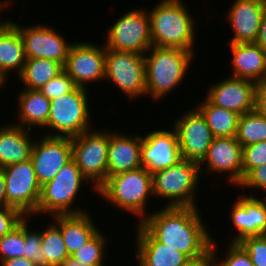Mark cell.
I'll return each instance as SVG.
<instances>
[{
  "instance_id": "6da1fadb",
  "label": "cell",
  "mask_w": 266,
  "mask_h": 266,
  "mask_svg": "<svg viewBox=\"0 0 266 266\" xmlns=\"http://www.w3.org/2000/svg\"><path fill=\"white\" fill-rule=\"evenodd\" d=\"M198 207H169L150 212L140 223L158 242L185 254L191 261L210 253L213 236ZM203 221V222H202Z\"/></svg>"
},
{
  "instance_id": "7a4b0ae2",
  "label": "cell",
  "mask_w": 266,
  "mask_h": 266,
  "mask_svg": "<svg viewBox=\"0 0 266 266\" xmlns=\"http://www.w3.org/2000/svg\"><path fill=\"white\" fill-rule=\"evenodd\" d=\"M183 2L161 0L152 10L148 9L152 46L177 47L195 54L197 24Z\"/></svg>"
},
{
  "instance_id": "3957f363",
  "label": "cell",
  "mask_w": 266,
  "mask_h": 266,
  "mask_svg": "<svg viewBox=\"0 0 266 266\" xmlns=\"http://www.w3.org/2000/svg\"><path fill=\"white\" fill-rule=\"evenodd\" d=\"M194 53L177 47L151 46L144 54L146 95L160 101L182 85Z\"/></svg>"
},
{
  "instance_id": "277c9868",
  "label": "cell",
  "mask_w": 266,
  "mask_h": 266,
  "mask_svg": "<svg viewBox=\"0 0 266 266\" xmlns=\"http://www.w3.org/2000/svg\"><path fill=\"white\" fill-rule=\"evenodd\" d=\"M98 194L118 209L138 216L137 221L141 223L150 214L147 212L148 200L154 198L152 174L140 167L109 176Z\"/></svg>"
},
{
  "instance_id": "5b68a950",
  "label": "cell",
  "mask_w": 266,
  "mask_h": 266,
  "mask_svg": "<svg viewBox=\"0 0 266 266\" xmlns=\"http://www.w3.org/2000/svg\"><path fill=\"white\" fill-rule=\"evenodd\" d=\"M200 176L202 177L198 163L181 159L152 174L153 195L168 199L165 206L197 207L195 196Z\"/></svg>"
},
{
  "instance_id": "8992f818",
  "label": "cell",
  "mask_w": 266,
  "mask_h": 266,
  "mask_svg": "<svg viewBox=\"0 0 266 266\" xmlns=\"http://www.w3.org/2000/svg\"><path fill=\"white\" fill-rule=\"evenodd\" d=\"M83 183L90 184L72 159L58 171L52 180L41 186L37 215L41 216L43 213L52 217L87 212L81 207H73Z\"/></svg>"
},
{
  "instance_id": "52a82bcc",
  "label": "cell",
  "mask_w": 266,
  "mask_h": 266,
  "mask_svg": "<svg viewBox=\"0 0 266 266\" xmlns=\"http://www.w3.org/2000/svg\"><path fill=\"white\" fill-rule=\"evenodd\" d=\"M87 91L76 87L69 94L50 100V114L45 127L48 132L44 135L72 138L90 130L92 120ZM51 129L54 132H50Z\"/></svg>"
},
{
  "instance_id": "ba28073f",
  "label": "cell",
  "mask_w": 266,
  "mask_h": 266,
  "mask_svg": "<svg viewBox=\"0 0 266 266\" xmlns=\"http://www.w3.org/2000/svg\"><path fill=\"white\" fill-rule=\"evenodd\" d=\"M106 129L93 128L71 138L72 158L96 193L108 179L110 130Z\"/></svg>"
},
{
  "instance_id": "9c48e42d",
  "label": "cell",
  "mask_w": 266,
  "mask_h": 266,
  "mask_svg": "<svg viewBox=\"0 0 266 266\" xmlns=\"http://www.w3.org/2000/svg\"><path fill=\"white\" fill-rule=\"evenodd\" d=\"M125 12L110 27L106 37V49L134 52L144 55L152 46L150 17L146 9Z\"/></svg>"
},
{
  "instance_id": "30bf717a",
  "label": "cell",
  "mask_w": 266,
  "mask_h": 266,
  "mask_svg": "<svg viewBox=\"0 0 266 266\" xmlns=\"http://www.w3.org/2000/svg\"><path fill=\"white\" fill-rule=\"evenodd\" d=\"M144 55L106 49L105 80L113 82L128 99L146 96Z\"/></svg>"
},
{
  "instance_id": "8fae6325",
  "label": "cell",
  "mask_w": 266,
  "mask_h": 266,
  "mask_svg": "<svg viewBox=\"0 0 266 266\" xmlns=\"http://www.w3.org/2000/svg\"><path fill=\"white\" fill-rule=\"evenodd\" d=\"M6 181L7 206L19 210L26 217L37 216L41 195L32 160L1 168Z\"/></svg>"
},
{
  "instance_id": "7c38bea8",
  "label": "cell",
  "mask_w": 266,
  "mask_h": 266,
  "mask_svg": "<svg viewBox=\"0 0 266 266\" xmlns=\"http://www.w3.org/2000/svg\"><path fill=\"white\" fill-rule=\"evenodd\" d=\"M99 46L91 41L71 45L63 69L76 87L88 89L89 82L105 80L106 47Z\"/></svg>"
},
{
  "instance_id": "4fadbf2b",
  "label": "cell",
  "mask_w": 266,
  "mask_h": 266,
  "mask_svg": "<svg viewBox=\"0 0 266 266\" xmlns=\"http://www.w3.org/2000/svg\"><path fill=\"white\" fill-rule=\"evenodd\" d=\"M175 122V129L182 159L200 164L215 138L205 117L196 108L185 111Z\"/></svg>"
},
{
  "instance_id": "5bb4252c",
  "label": "cell",
  "mask_w": 266,
  "mask_h": 266,
  "mask_svg": "<svg viewBox=\"0 0 266 266\" xmlns=\"http://www.w3.org/2000/svg\"><path fill=\"white\" fill-rule=\"evenodd\" d=\"M9 21L18 29L22 37L26 59H51L64 66L73 42L66 41L58 30L44 24L21 26L13 20L9 19Z\"/></svg>"
},
{
  "instance_id": "9a60e30c",
  "label": "cell",
  "mask_w": 266,
  "mask_h": 266,
  "mask_svg": "<svg viewBox=\"0 0 266 266\" xmlns=\"http://www.w3.org/2000/svg\"><path fill=\"white\" fill-rule=\"evenodd\" d=\"M72 159L70 137L42 135L40 140L35 139L31 160L41 186L52 180Z\"/></svg>"
},
{
  "instance_id": "2e32d148",
  "label": "cell",
  "mask_w": 266,
  "mask_h": 266,
  "mask_svg": "<svg viewBox=\"0 0 266 266\" xmlns=\"http://www.w3.org/2000/svg\"><path fill=\"white\" fill-rule=\"evenodd\" d=\"M242 157L243 147L236 137H215L208 148L206 157L199 164L200 173L206 169V173L210 175H214L215 172L216 174L225 173L228 175V182L232 186L233 184L238 186L243 180ZM204 165L207 166L206 169H203Z\"/></svg>"
},
{
  "instance_id": "e0dca14e",
  "label": "cell",
  "mask_w": 266,
  "mask_h": 266,
  "mask_svg": "<svg viewBox=\"0 0 266 266\" xmlns=\"http://www.w3.org/2000/svg\"><path fill=\"white\" fill-rule=\"evenodd\" d=\"M178 136L173 130L157 129L141 135V163L149 173L168 168L181 160Z\"/></svg>"
},
{
  "instance_id": "ac0fdd59",
  "label": "cell",
  "mask_w": 266,
  "mask_h": 266,
  "mask_svg": "<svg viewBox=\"0 0 266 266\" xmlns=\"http://www.w3.org/2000/svg\"><path fill=\"white\" fill-rule=\"evenodd\" d=\"M227 77L216 84L213 83L205 97L212 104L240 116L253 111L257 83L248 79Z\"/></svg>"
},
{
  "instance_id": "d6986e66",
  "label": "cell",
  "mask_w": 266,
  "mask_h": 266,
  "mask_svg": "<svg viewBox=\"0 0 266 266\" xmlns=\"http://www.w3.org/2000/svg\"><path fill=\"white\" fill-rule=\"evenodd\" d=\"M238 195L231 210L232 223L236 228L232 243H239L245 238L266 234V196L259 199L256 194ZM257 197V198H256Z\"/></svg>"
},
{
  "instance_id": "ffe728a7",
  "label": "cell",
  "mask_w": 266,
  "mask_h": 266,
  "mask_svg": "<svg viewBox=\"0 0 266 266\" xmlns=\"http://www.w3.org/2000/svg\"><path fill=\"white\" fill-rule=\"evenodd\" d=\"M265 6V0H234L225 16L234 33L228 42L254 43Z\"/></svg>"
},
{
  "instance_id": "44dd1931",
  "label": "cell",
  "mask_w": 266,
  "mask_h": 266,
  "mask_svg": "<svg viewBox=\"0 0 266 266\" xmlns=\"http://www.w3.org/2000/svg\"><path fill=\"white\" fill-rule=\"evenodd\" d=\"M136 260L139 266H186L191 260L183 253L158 242L136 223Z\"/></svg>"
},
{
  "instance_id": "7402d4cb",
  "label": "cell",
  "mask_w": 266,
  "mask_h": 266,
  "mask_svg": "<svg viewBox=\"0 0 266 266\" xmlns=\"http://www.w3.org/2000/svg\"><path fill=\"white\" fill-rule=\"evenodd\" d=\"M107 166L108 177L142 167L141 135L110 129Z\"/></svg>"
},
{
  "instance_id": "603a6c76",
  "label": "cell",
  "mask_w": 266,
  "mask_h": 266,
  "mask_svg": "<svg viewBox=\"0 0 266 266\" xmlns=\"http://www.w3.org/2000/svg\"><path fill=\"white\" fill-rule=\"evenodd\" d=\"M231 57L230 76L256 83L266 81V50L254 43H228Z\"/></svg>"
},
{
  "instance_id": "cb8c5ba5",
  "label": "cell",
  "mask_w": 266,
  "mask_h": 266,
  "mask_svg": "<svg viewBox=\"0 0 266 266\" xmlns=\"http://www.w3.org/2000/svg\"><path fill=\"white\" fill-rule=\"evenodd\" d=\"M30 131L13 123L0 126V169L31 159L35 140Z\"/></svg>"
},
{
  "instance_id": "d4e9b609",
  "label": "cell",
  "mask_w": 266,
  "mask_h": 266,
  "mask_svg": "<svg viewBox=\"0 0 266 266\" xmlns=\"http://www.w3.org/2000/svg\"><path fill=\"white\" fill-rule=\"evenodd\" d=\"M90 212L55 215L52 222L61 230L68 254L71 256L98 231Z\"/></svg>"
},
{
  "instance_id": "484cf974",
  "label": "cell",
  "mask_w": 266,
  "mask_h": 266,
  "mask_svg": "<svg viewBox=\"0 0 266 266\" xmlns=\"http://www.w3.org/2000/svg\"><path fill=\"white\" fill-rule=\"evenodd\" d=\"M26 62L24 44L18 29L8 20L0 28V78L6 83L9 72L19 76Z\"/></svg>"
},
{
  "instance_id": "4316f807",
  "label": "cell",
  "mask_w": 266,
  "mask_h": 266,
  "mask_svg": "<svg viewBox=\"0 0 266 266\" xmlns=\"http://www.w3.org/2000/svg\"><path fill=\"white\" fill-rule=\"evenodd\" d=\"M18 94L17 117L15 125L33 131L32 126L46 127L50 114V100L39 90L24 89Z\"/></svg>"
},
{
  "instance_id": "83f0119b",
  "label": "cell",
  "mask_w": 266,
  "mask_h": 266,
  "mask_svg": "<svg viewBox=\"0 0 266 266\" xmlns=\"http://www.w3.org/2000/svg\"><path fill=\"white\" fill-rule=\"evenodd\" d=\"M202 101L195 107L205 117L214 137H236L240 115L212 104L206 97Z\"/></svg>"
},
{
  "instance_id": "f1b7e54d",
  "label": "cell",
  "mask_w": 266,
  "mask_h": 266,
  "mask_svg": "<svg viewBox=\"0 0 266 266\" xmlns=\"http://www.w3.org/2000/svg\"><path fill=\"white\" fill-rule=\"evenodd\" d=\"M63 65L51 59H26L18 80L23 89L40 90L47 82L63 71Z\"/></svg>"
},
{
  "instance_id": "f546056e",
  "label": "cell",
  "mask_w": 266,
  "mask_h": 266,
  "mask_svg": "<svg viewBox=\"0 0 266 266\" xmlns=\"http://www.w3.org/2000/svg\"><path fill=\"white\" fill-rule=\"evenodd\" d=\"M237 141L244 146L266 140V117L255 110L239 116Z\"/></svg>"
},
{
  "instance_id": "4dcf8cb0",
  "label": "cell",
  "mask_w": 266,
  "mask_h": 266,
  "mask_svg": "<svg viewBox=\"0 0 266 266\" xmlns=\"http://www.w3.org/2000/svg\"><path fill=\"white\" fill-rule=\"evenodd\" d=\"M41 245V251L46 254V266H60L70 256L61 230L53 222L48 223L44 231L41 230Z\"/></svg>"
},
{
  "instance_id": "1f68e13d",
  "label": "cell",
  "mask_w": 266,
  "mask_h": 266,
  "mask_svg": "<svg viewBox=\"0 0 266 266\" xmlns=\"http://www.w3.org/2000/svg\"><path fill=\"white\" fill-rule=\"evenodd\" d=\"M106 236L99 230L89 241L76 250L71 257L87 265H103L106 260Z\"/></svg>"
},
{
  "instance_id": "d6a6232c",
  "label": "cell",
  "mask_w": 266,
  "mask_h": 266,
  "mask_svg": "<svg viewBox=\"0 0 266 266\" xmlns=\"http://www.w3.org/2000/svg\"><path fill=\"white\" fill-rule=\"evenodd\" d=\"M214 240L209 253L213 266H254L250 256L239 243L230 242L226 254L220 260L216 254L217 248Z\"/></svg>"
},
{
  "instance_id": "836d02e7",
  "label": "cell",
  "mask_w": 266,
  "mask_h": 266,
  "mask_svg": "<svg viewBox=\"0 0 266 266\" xmlns=\"http://www.w3.org/2000/svg\"><path fill=\"white\" fill-rule=\"evenodd\" d=\"M24 220L0 238V261L24 257Z\"/></svg>"
},
{
  "instance_id": "e575fe53",
  "label": "cell",
  "mask_w": 266,
  "mask_h": 266,
  "mask_svg": "<svg viewBox=\"0 0 266 266\" xmlns=\"http://www.w3.org/2000/svg\"><path fill=\"white\" fill-rule=\"evenodd\" d=\"M30 218L25 217L24 219V258L32 260L38 266H46V254L41 251V231L39 232L37 229L31 230L28 227Z\"/></svg>"
},
{
  "instance_id": "d590c367",
  "label": "cell",
  "mask_w": 266,
  "mask_h": 266,
  "mask_svg": "<svg viewBox=\"0 0 266 266\" xmlns=\"http://www.w3.org/2000/svg\"><path fill=\"white\" fill-rule=\"evenodd\" d=\"M266 163V140L243 147V178L254 168Z\"/></svg>"
},
{
  "instance_id": "8d00e7d4",
  "label": "cell",
  "mask_w": 266,
  "mask_h": 266,
  "mask_svg": "<svg viewBox=\"0 0 266 266\" xmlns=\"http://www.w3.org/2000/svg\"><path fill=\"white\" fill-rule=\"evenodd\" d=\"M75 88L76 85L73 80L63 70L60 74L47 82L39 91L51 100L64 94H69Z\"/></svg>"
},
{
  "instance_id": "74e56055",
  "label": "cell",
  "mask_w": 266,
  "mask_h": 266,
  "mask_svg": "<svg viewBox=\"0 0 266 266\" xmlns=\"http://www.w3.org/2000/svg\"><path fill=\"white\" fill-rule=\"evenodd\" d=\"M254 266H266V234L248 237L239 242Z\"/></svg>"
},
{
  "instance_id": "f35d334b",
  "label": "cell",
  "mask_w": 266,
  "mask_h": 266,
  "mask_svg": "<svg viewBox=\"0 0 266 266\" xmlns=\"http://www.w3.org/2000/svg\"><path fill=\"white\" fill-rule=\"evenodd\" d=\"M26 216L13 207L0 208V238L17 227Z\"/></svg>"
},
{
  "instance_id": "ab89813d",
  "label": "cell",
  "mask_w": 266,
  "mask_h": 266,
  "mask_svg": "<svg viewBox=\"0 0 266 266\" xmlns=\"http://www.w3.org/2000/svg\"><path fill=\"white\" fill-rule=\"evenodd\" d=\"M241 188H256L255 192L259 189L263 190L266 194V163L252 169L237 186Z\"/></svg>"
},
{
  "instance_id": "60d3db41",
  "label": "cell",
  "mask_w": 266,
  "mask_h": 266,
  "mask_svg": "<svg viewBox=\"0 0 266 266\" xmlns=\"http://www.w3.org/2000/svg\"><path fill=\"white\" fill-rule=\"evenodd\" d=\"M254 110L266 117V81L257 83L255 89Z\"/></svg>"
},
{
  "instance_id": "b9f144b4",
  "label": "cell",
  "mask_w": 266,
  "mask_h": 266,
  "mask_svg": "<svg viewBox=\"0 0 266 266\" xmlns=\"http://www.w3.org/2000/svg\"><path fill=\"white\" fill-rule=\"evenodd\" d=\"M262 49L266 50V6L262 13L261 25L259 28V34L255 41Z\"/></svg>"
},
{
  "instance_id": "7bdbcfd3",
  "label": "cell",
  "mask_w": 266,
  "mask_h": 266,
  "mask_svg": "<svg viewBox=\"0 0 266 266\" xmlns=\"http://www.w3.org/2000/svg\"><path fill=\"white\" fill-rule=\"evenodd\" d=\"M0 265L1 266H38L32 260H29L24 257H18V258H12V259L0 261Z\"/></svg>"
},
{
  "instance_id": "ee69618b",
  "label": "cell",
  "mask_w": 266,
  "mask_h": 266,
  "mask_svg": "<svg viewBox=\"0 0 266 266\" xmlns=\"http://www.w3.org/2000/svg\"><path fill=\"white\" fill-rule=\"evenodd\" d=\"M7 207L6 181L2 169H0V208Z\"/></svg>"
},
{
  "instance_id": "f6af8a7d",
  "label": "cell",
  "mask_w": 266,
  "mask_h": 266,
  "mask_svg": "<svg viewBox=\"0 0 266 266\" xmlns=\"http://www.w3.org/2000/svg\"><path fill=\"white\" fill-rule=\"evenodd\" d=\"M186 266H213V265L210 255L208 254L205 258L191 261Z\"/></svg>"
},
{
  "instance_id": "bcb514c9",
  "label": "cell",
  "mask_w": 266,
  "mask_h": 266,
  "mask_svg": "<svg viewBox=\"0 0 266 266\" xmlns=\"http://www.w3.org/2000/svg\"><path fill=\"white\" fill-rule=\"evenodd\" d=\"M60 266H104V265H87L82 264L80 261L74 259L71 256H68L61 264ZM106 266V265H105Z\"/></svg>"
},
{
  "instance_id": "7dc6e473",
  "label": "cell",
  "mask_w": 266,
  "mask_h": 266,
  "mask_svg": "<svg viewBox=\"0 0 266 266\" xmlns=\"http://www.w3.org/2000/svg\"><path fill=\"white\" fill-rule=\"evenodd\" d=\"M10 4H12V2L10 3V2H5L1 7H0V12H2L3 10V8H5L6 9V6L8 7V9H9V7L11 6ZM9 19H5V21L3 20H0V28L8 21Z\"/></svg>"
},
{
  "instance_id": "c3c4849f",
  "label": "cell",
  "mask_w": 266,
  "mask_h": 266,
  "mask_svg": "<svg viewBox=\"0 0 266 266\" xmlns=\"http://www.w3.org/2000/svg\"><path fill=\"white\" fill-rule=\"evenodd\" d=\"M4 84H6V83L0 78V89H1V87H5V86H3Z\"/></svg>"
},
{
  "instance_id": "681fc988",
  "label": "cell",
  "mask_w": 266,
  "mask_h": 266,
  "mask_svg": "<svg viewBox=\"0 0 266 266\" xmlns=\"http://www.w3.org/2000/svg\"><path fill=\"white\" fill-rule=\"evenodd\" d=\"M5 2H11V1H10V0H8V1H7V0H5V1L2 0V1H0V7H1Z\"/></svg>"
}]
</instances>
